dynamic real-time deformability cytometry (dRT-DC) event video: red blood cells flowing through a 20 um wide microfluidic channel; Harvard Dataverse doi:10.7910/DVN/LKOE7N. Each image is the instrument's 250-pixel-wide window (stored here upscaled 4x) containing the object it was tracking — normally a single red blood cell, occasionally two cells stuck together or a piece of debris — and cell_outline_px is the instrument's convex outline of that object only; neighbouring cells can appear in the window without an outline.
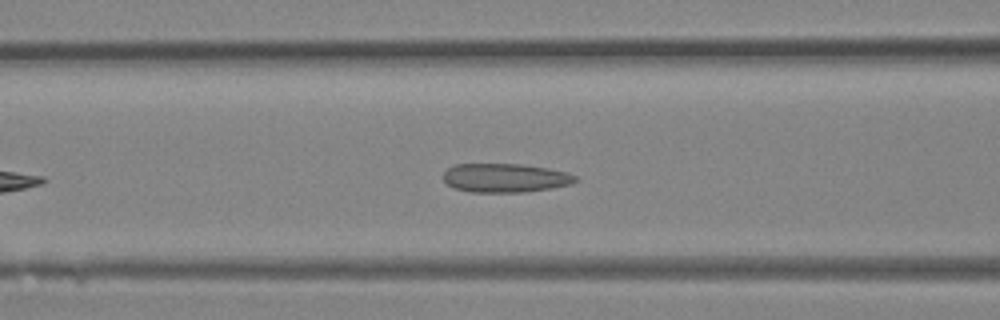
{"species": "Egyptian fruit bat (a non-hibernating species)", "species_latin": "Rousettus aegyptiacus", "temperature_condition": "room temperature", "stored_images_in_passage": 29, "camera_frame_rate_fps": 3000, "um_per_image_px": 0.085, "animal": {"sex": "female"}, "frame": {"image": 1, "passage_image": 8, "time_ms": 2.333, "image_size_px": [1000, 320], "cell_outline_px": [[580, 180], [572, 184], [552, 188], [524, 192], [472, 192], [452, 188], [444, 180], [444, 172], [448, 168], [456, 164], [520, 164], [548, 168], [568, 172], [576, 176]], "centroid_in_image_um": [42.98, 15.12], "position_along_channel_um": 123.6, "area_um2": 22.37}}
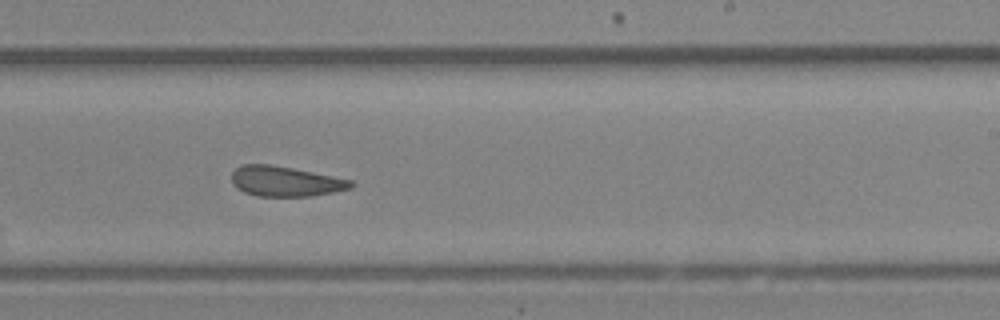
{"frame": {"image": 2, "passage_image": 16, "time_ms": 5.0, "image_size_px": [1000, 320], "cell_outline_px": [[356, 184], [352, 188], [312, 196], [256, 196], [244, 192], [236, 188], [232, 184], [232, 172], [236, 168], [244, 164], [272, 164], [352, 180]], "centroid_in_image_um": [24.24, 15.41], "position_along_channel_um": 264.8, "area_um2": 20.98}}
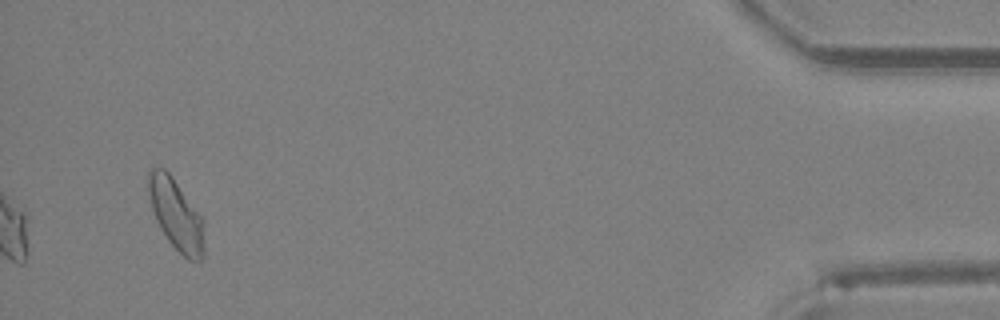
{"frame": {"image": 3, "passage_image": 29, "time_ms": 9.333, "image_size_px": [1000, 320], "cell_outline_px": [[204, 256], [200, 264], [188, 260], [168, 240], [160, 228], [156, 220], [152, 208], [148, 192], [148, 168], [164, 168], [172, 176], [204, 220]], "centroid_in_image_um": [14.99, 18.27], "position_along_channel_um": 420.2, "area_um2": 23.18}}